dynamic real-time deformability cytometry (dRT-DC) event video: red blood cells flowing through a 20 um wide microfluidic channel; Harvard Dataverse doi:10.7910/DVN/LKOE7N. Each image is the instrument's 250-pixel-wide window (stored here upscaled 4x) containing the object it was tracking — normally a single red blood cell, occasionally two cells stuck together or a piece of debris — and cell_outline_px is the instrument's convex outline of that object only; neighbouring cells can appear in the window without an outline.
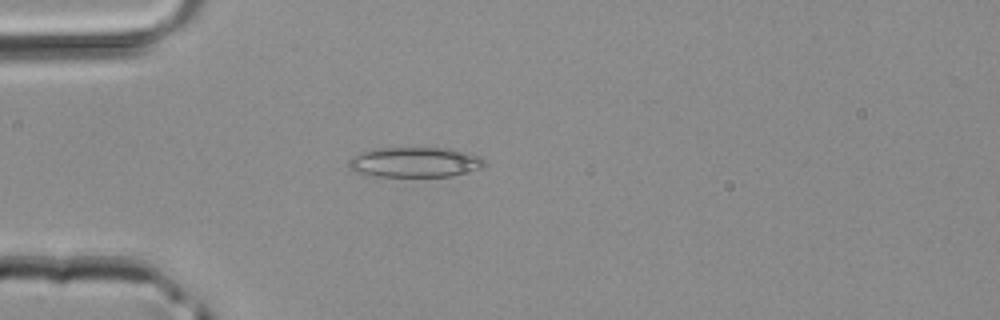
{"species": "common noctule bat (a hibernating species)", "species_latin": "Nyctalus noctula", "temperature_condition": "room temperature", "stored_images_in_passage": 3, "camera_frame_rate_fps": 3000, "um_per_image_px": 0.085, "animal": {"sex": "male", "body_mass_g": 20.4}, "frame": {"image": 1, "passage_image": 3, "time_ms": 0.667, "image_size_px": [1000, 320], "cell_outline_px": [[484, 168], [452, 176], [376, 176], [356, 172], [348, 164], [348, 160], [352, 156], [360, 152], [376, 148], [448, 148], [472, 152], [480, 156], [484, 160]], "centroid_in_image_um": [35.32, 13.78], "position_along_channel_um": 49.7, "area_um2": 23.99}}